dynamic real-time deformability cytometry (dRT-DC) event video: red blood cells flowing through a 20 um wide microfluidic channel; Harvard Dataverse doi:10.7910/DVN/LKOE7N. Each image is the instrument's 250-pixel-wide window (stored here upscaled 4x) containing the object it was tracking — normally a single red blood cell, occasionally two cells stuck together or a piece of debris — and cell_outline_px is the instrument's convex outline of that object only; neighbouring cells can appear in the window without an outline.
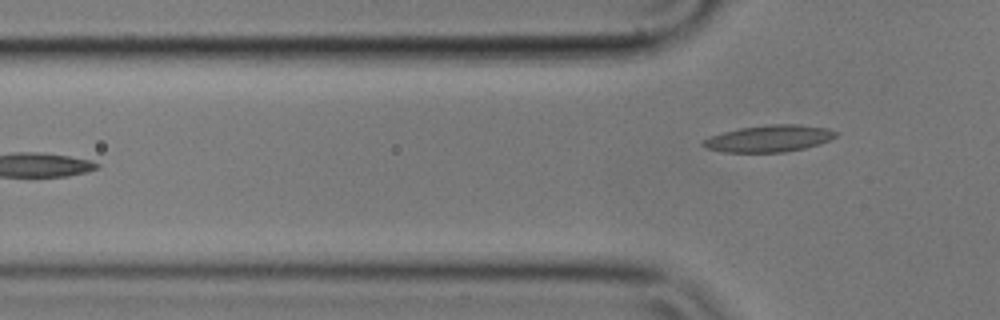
{"species": "common noctule bat (a hibernating species)", "species_latin": "Nyctalus noctula", "temperature_condition": "cold", "stored_images_in_passage": 5, "camera_frame_rate_fps": 3000, "um_per_image_px": 0.085, "animal": {"sex": "male", "body_mass_g": 17.9}, "frame": {"image": 1, "passage_image": 5, "time_ms": 1.333, "image_size_px": [1000, 320], "cell_outline_px": [[836, 136], [820, 144], [804, 148], [784, 152], [724, 152], [704, 148], [700, 144], [708, 136], [740, 128], [768, 124], [796, 124], [828, 128], [836, 132]], "centroid_in_image_um": [65.33, 11.77], "position_along_channel_um": 60.5, "area_um2": 20.69}}